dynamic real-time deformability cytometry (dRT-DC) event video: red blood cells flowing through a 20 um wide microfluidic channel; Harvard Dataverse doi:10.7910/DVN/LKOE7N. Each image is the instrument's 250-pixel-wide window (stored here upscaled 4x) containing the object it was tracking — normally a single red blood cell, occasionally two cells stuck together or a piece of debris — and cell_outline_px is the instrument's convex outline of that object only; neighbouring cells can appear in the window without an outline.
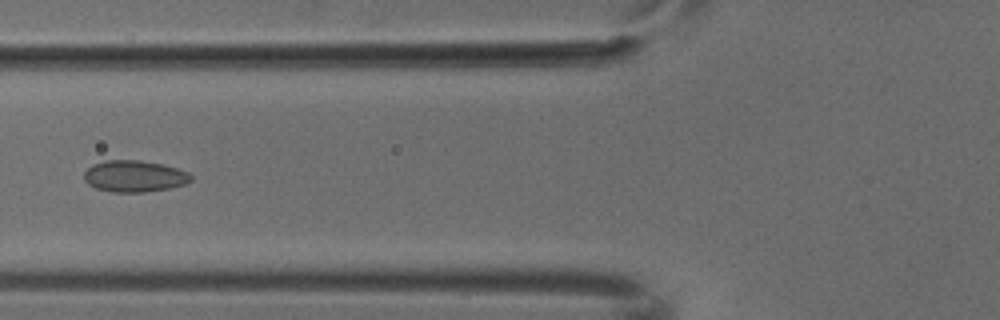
{"species": "common noctule bat (a hibernating species)", "species_latin": "Nyctalus noctula", "temperature_condition": "cold", "stored_images_in_passage": 5, "camera_frame_rate_fps": 3000, "um_per_image_px": 0.085, "animal": {"sex": "male", "body_mass_g": 18.8}, "frame": {"image": 1, "passage_image": 4, "time_ms": 1.0, "image_size_px": [1000, 320], "cell_outline_px": [[192, 180], [184, 184], [172, 188], [144, 192], [112, 192], [96, 188], [88, 184], [84, 180], [84, 172], [92, 164], [104, 160], [140, 160], [164, 164], [188, 172], [192, 176]], "centroid_in_image_um": [11.42, 14.97], "position_along_channel_um": 114.4, "area_um2": 19.83}}
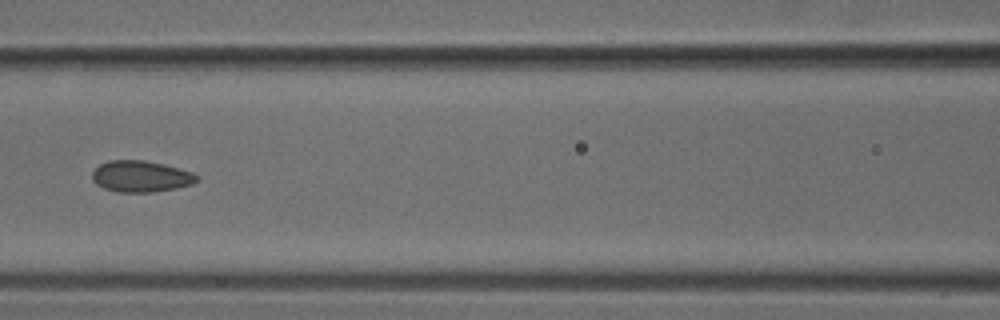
{"frame": {"image": 2, "passage_image": 5, "time_ms": 1.333, "image_size_px": [1000, 320], "cell_outline_px": [[200, 180], [192, 184], [176, 188], [152, 192], [120, 192], [104, 188], [96, 184], [92, 180], [92, 172], [100, 164], [108, 160], [144, 160], [164, 164], [180, 168], [192, 172], [200, 176]], "centroid_in_image_um": [12.0, 14.98], "position_along_channel_um": 154.6, "area_um2": 19.25}}